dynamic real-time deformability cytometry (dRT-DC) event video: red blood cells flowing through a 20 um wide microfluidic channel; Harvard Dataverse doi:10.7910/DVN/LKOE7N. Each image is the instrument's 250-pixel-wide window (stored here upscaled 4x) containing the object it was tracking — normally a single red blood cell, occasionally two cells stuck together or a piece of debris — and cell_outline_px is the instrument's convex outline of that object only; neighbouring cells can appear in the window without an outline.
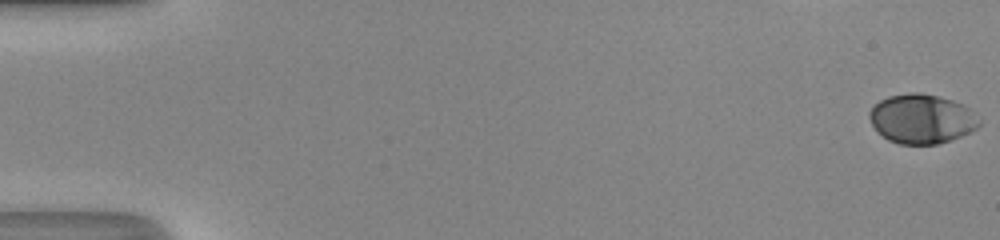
{"species": "human", "species_latin": "Homo sapiens", "temperature_condition": "room temperature", "stored_images_in_passage": 50, "camera_frame_rate_fps": 3000, "um_per_image_px": 0.085, "donor": {"sex": "male"}, "frame": {"image": 1, "passage_image": 1, "time_ms": 0.0, "image_size_px": [1000, 240], "cell_outline_px": [[980, 124], [976, 128], [960, 136], [936, 144], [900, 144], [888, 140], [872, 124], [868, 116], [868, 112], [880, 100], [888, 96], [912, 92], [920, 92], [952, 100], [964, 104], [980, 120]], "centroid_in_image_um": [78.33, 10.09], "position_along_channel_um": 6.7, "area_um2": 31.21}}
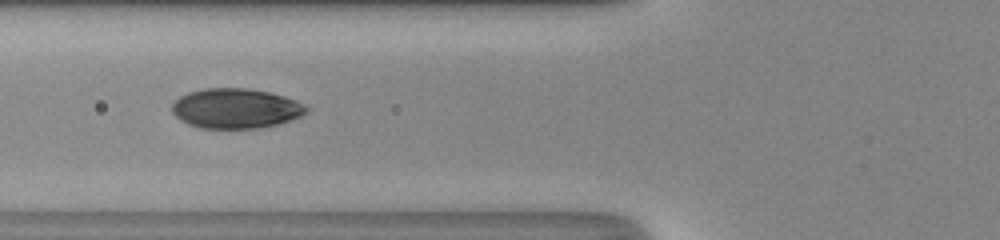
{"frame": {"image": 2, "passage_image": 21, "time_ms": 6.667, "image_size_px": [1000, 240], "cell_outline_px": [[308, 112], [300, 116], [276, 124], [256, 128], [200, 128], [188, 124], [180, 120], [172, 112], [172, 104], [180, 96], [188, 92], [204, 88], [248, 88], [268, 92], [284, 96], [296, 100], [304, 104], [308, 108]], "centroid_in_image_um": [20.02, 9.21], "position_along_channel_um": 105.8, "area_um2": 31.15}}
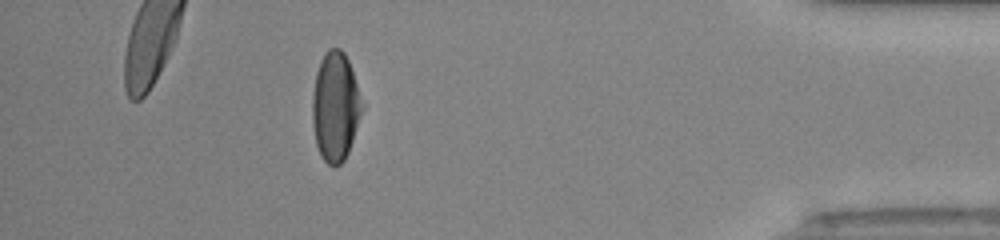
{"frame": {"image": 3, "passage_image": 45, "time_ms": 14.667, "image_size_px": [1000, 240], "cell_outline_px": [[364, 104], [348, 152], [344, 160], [340, 164], [332, 168], [320, 156], [316, 144], [312, 120], [312, 96], [316, 72], [320, 60], [324, 52], [328, 48], [340, 48], [344, 52], [348, 60]], "centroid_in_image_um": [28.49, 9.06], "position_along_channel_um": 406.7, "area_um2": 31.67}, "authors_computed_cell_mechanics": {"area_um2": 31.7033, "velocity_mm_per_s": 4.3511, "shape_relaxation_time_tau1_ms": 3.5341, "shape_relaxation_time_tau2_ms": 0.5907, "deformation_change_tau1": 0.1819, "deformation_change_tau2": 0.0358}}